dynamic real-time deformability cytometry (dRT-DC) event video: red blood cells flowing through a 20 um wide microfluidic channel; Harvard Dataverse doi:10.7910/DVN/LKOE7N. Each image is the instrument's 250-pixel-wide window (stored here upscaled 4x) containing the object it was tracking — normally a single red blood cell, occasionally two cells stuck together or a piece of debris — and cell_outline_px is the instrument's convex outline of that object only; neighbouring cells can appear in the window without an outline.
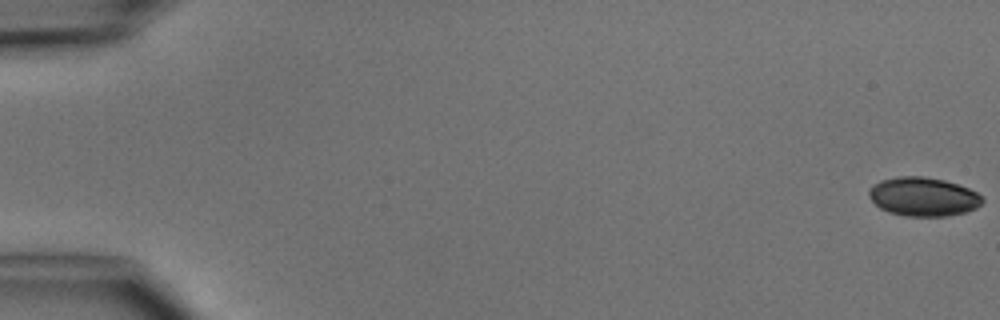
{"species": "common noctule bat (a hibernating species)", "species_latin": "Nyctalus noctula", "temperature_condition": "cold", "stored_images_in_passage": 3, "camera_frame_rate_fps": 3000, "um_per_image_px": 0.085, "animal": {"sex": "male", "body_mass_g": 15.6}, "frame": {"image": 1, "passage_image": 1, "time_ms": 0.0, "image_size_px": [1000, 320], "cell_outline_px": [[984, 200], [976, 208], [964, 212], [948, 216], [904, 216], [888, 212], [880, 208], [868, 196], [868, 188], [872, 184], [880, 180], [900, 176], [924, 176], [944, 180], [968, 188], [984, 196]], "centroid_in_image_um": [78.45, 16.71], "position_along_channel_um": 6.5, "area_um2": 25.84}}